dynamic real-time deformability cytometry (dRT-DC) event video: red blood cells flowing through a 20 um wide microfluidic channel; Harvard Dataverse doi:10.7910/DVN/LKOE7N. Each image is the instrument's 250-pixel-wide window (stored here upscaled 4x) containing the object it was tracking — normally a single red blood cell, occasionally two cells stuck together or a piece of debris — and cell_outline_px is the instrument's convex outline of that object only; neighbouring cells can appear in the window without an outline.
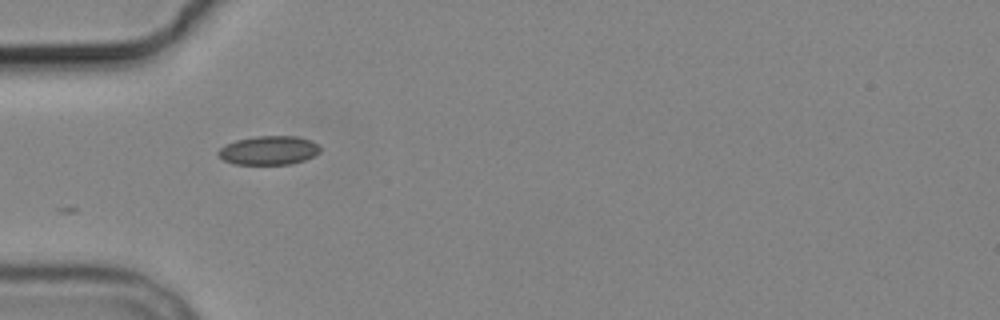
{"species": "common noctule bat (a hibernating species)", "species_latin": "Nyctalus noctula", "temperature_condition": "cold", "stored_images_in_passage": 3, "camera_frame_rate_fps": 3000, "um_per_image_px": 0.085, "animal": {"sex": "male", "body_mass_g": 19.2, "forearm_length_mm": 51.8}, "frame": {"image": 1, "passage_image": 1, "time_ms": 0.0, "image_size_px": [1000, 320], "cell_outline_px": [[320, 152], [304, 160], [288, 164], [236, 164], [224, 160], [216, 152], [224, 144], [236, 140], [256, 136], [296, 136], [312, 140], [320, 148]], "centroid_in_image_um": [22.83, 12.77], "position_along_channel_um": 62.2, "area_um2": 17.05}}
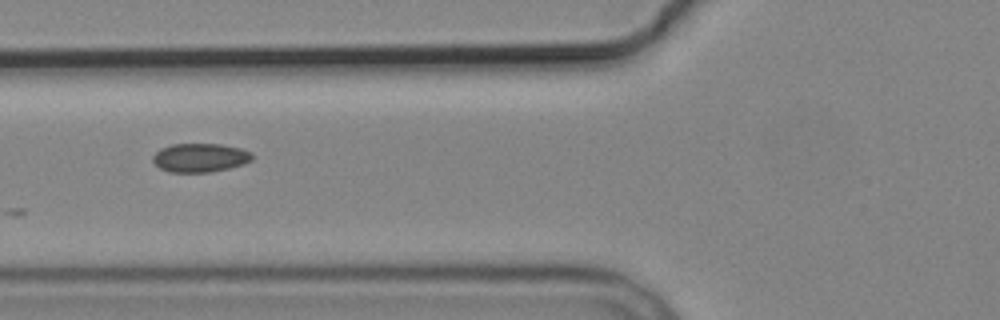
{"frame": {"image": 2, "passage_image": 2, "time_ms": 1.333, "image_size_px": [1000, 320], "cell_outline_px": [[252, 160], [244, 164], [228, 168], [208, 172], [168, 172], [160, 168], [152, 160], [152, 156], [160, 148], [172, 144], [220, 144], [240, 148], [252, 152]], "centroid_in_image_um": [16.99, 13.4], "position_along_channel_um": 108.8, "area_um2": 16.65}}
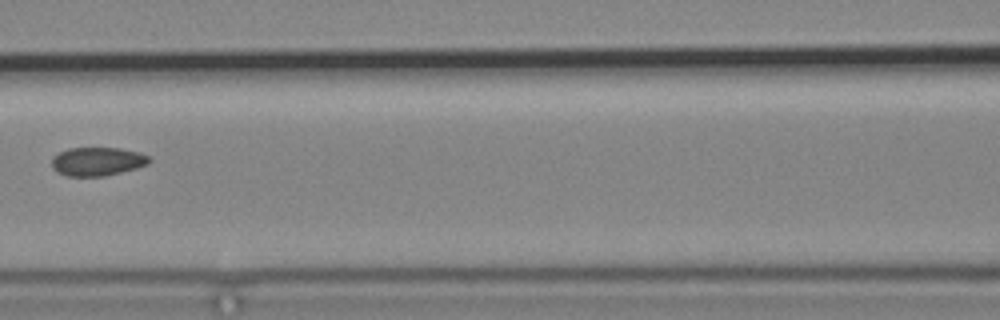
{"frame": {"image": 3, "passage_image": 3, "time_ms": 2.667, "image_size_px": [1000, 320], "cell_outline_px": [[152, 160], [148, 164], [136, 168], [104, 176], [68, 176], [52, 168], [52, 156], [68, 148], [120, 148], [140, 152], [148, 156]], "centroid_in_image_um": [8.29, 13.71], "position_along_channel_um": 158.3, "area_um2": 16.18}}